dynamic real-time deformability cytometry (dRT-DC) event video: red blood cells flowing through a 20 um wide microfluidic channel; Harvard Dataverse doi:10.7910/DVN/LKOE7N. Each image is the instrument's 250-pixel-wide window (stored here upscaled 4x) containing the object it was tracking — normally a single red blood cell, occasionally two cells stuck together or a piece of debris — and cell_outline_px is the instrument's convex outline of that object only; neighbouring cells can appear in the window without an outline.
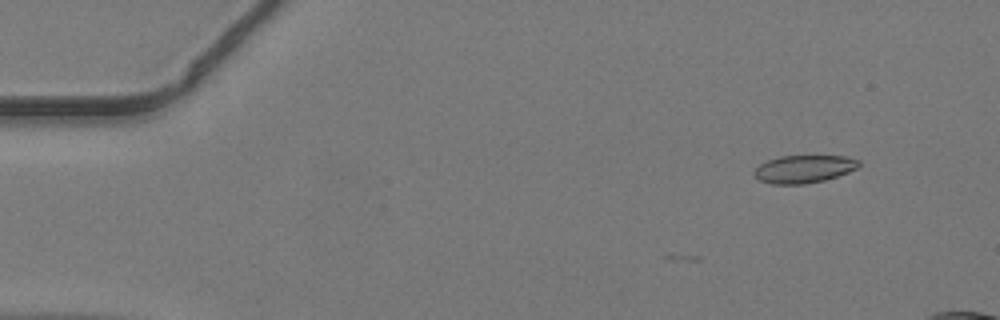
{"species": "common noctule bat (a hibernating species)", "species_latin": "Nyctalus noctula", "temperature_condition": "warm", "stored_images_in_passage": 2, "camera_frame_rate_fps": 3000, "um_per_image_px": 0.085, "animal": {"sex": "male", "body_mass_g": 19.2, "forearm_length_mm": 51.8}, "frame": {"image": 1, "passage_image": 2, "time_ms": 0.333, "image_size_px": [1000, 320], "cell_outline_px": [[860, 164], [856, 168], [848, 172], [824, 180], [804, 184], [772, 184], [760, 180], [752, 172], [760, 164], [768, 160], [780, 156], [848, 156], [860, 160]], "centroid_in_image_um": [68.34, 14.36], "position_along_channel_um": 16.7, "area_um2": 16.82}}